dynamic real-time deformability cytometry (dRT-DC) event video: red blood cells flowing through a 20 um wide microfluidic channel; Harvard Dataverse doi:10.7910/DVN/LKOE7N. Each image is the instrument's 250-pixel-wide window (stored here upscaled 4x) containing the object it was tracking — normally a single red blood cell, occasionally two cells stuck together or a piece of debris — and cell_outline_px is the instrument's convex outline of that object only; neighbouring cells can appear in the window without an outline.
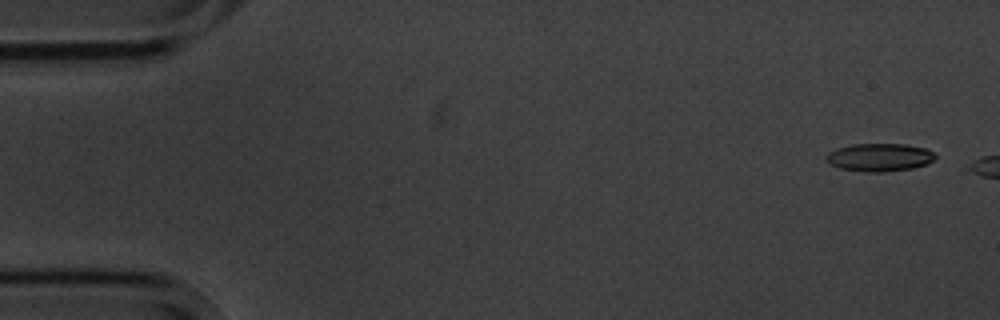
{"species": "common noctule bat (a hibernating species)", "species_latin": "Nyctalus noctula", "temperature_condition": "cold", "stored_images_in_passage": 3, "camera_frame_rate_fps": 3000, "um_per_image_px": 0.085, "animal": {"sex": "male", "body_mass_g": 20.1, "forearm_length_mm": 53.5}, "frame": {"image": 1, "passage_image": 1, "time_ms": 0.0, "image_size_px": [1000, 320], "cell_outline_px": [[936, 156], [932, 160], [924, 164], [912, 168], [884, 172], [864, 172], [840, 168], [832, 164], [828, 160], [828, 152], [836, 148], [852, 144], [904, 144], [924, 148], [932, 152]], "centroid_in_image_um": [74.74, 13.37], "position_along_channel_um": 10.3, "area_um2": 17.46}}